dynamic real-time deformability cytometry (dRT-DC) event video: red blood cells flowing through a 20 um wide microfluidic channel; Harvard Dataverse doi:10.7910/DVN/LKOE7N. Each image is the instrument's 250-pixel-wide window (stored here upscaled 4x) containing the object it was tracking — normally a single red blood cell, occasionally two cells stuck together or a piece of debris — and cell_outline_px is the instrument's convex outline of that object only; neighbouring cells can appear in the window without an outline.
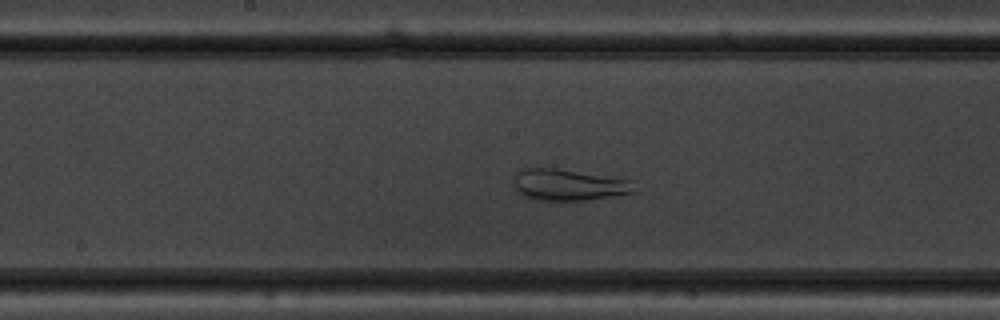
{"species": "common noctule bat (a hibernating species)", "species_latin": "Nyctalus noctula", "temperature_condition": "warm", "stored_images_in_passage": 51, "camera_frame_rate_fps": 3000, "um_per_image_px": 0.085, "animal": {"sex": "male", "body_mass_g": 19.5, "forearm_length_mm": 54.6}, "frame": {"image": 1, "passage_image": 25, "time_ms": 8.0, "image_size_px": [1000, 320], "cell_outline_px": [[632, 192], [588, 200], [560, 204], [532, 200], [524, 196], [516, 188], [516, 176], [520, 168], [556, 168], [628, 180]], "centroid_in_image_um": [48.2, 15.77], "position_along_channel_um": 200.0, "area_um2": 22.02}}
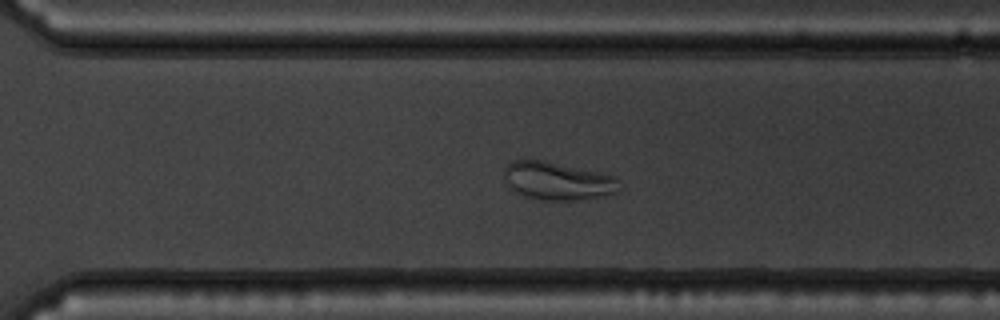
{"frame": {"image": 2, "passage_image": 35, "time_ms": 11.333, "image_size_px": [1000, 320], "cell_outline_px": [[620, 188], [616, 192], [596, 196], [572, 200], [540, 200], [524, 196], [508, 188], [504, 176], [504, 168], [512, 160], [544, 160], [616, 176]], "centroid_in_image_um": [47.33, 15.37], "position_along_channel_um": 323.3, "area_um2": 25.32}}
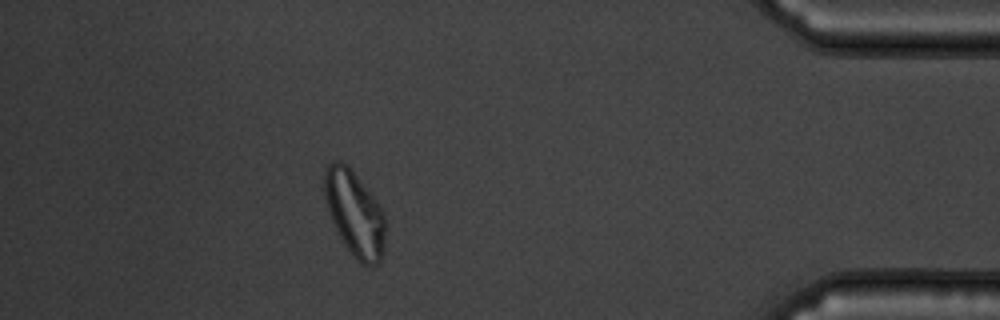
{"frame": {"image": 3, "passage_image": 45, "time_ms": 14.667, "image_size_px": [1000, 320], "cell_outline_px": [[384, 248], [380, 264], [360, 264], [348, 248], [340, 236], [328, 212], [324, 196], [324, 168], [332, 160], [340, 160], [348, 164], [352, 168], [380, 204], [384, 212]], "centroid_in_image_um": [30.14, 18.07], "position_along_channel_um": 405.1, "area_um2": 30.52}}